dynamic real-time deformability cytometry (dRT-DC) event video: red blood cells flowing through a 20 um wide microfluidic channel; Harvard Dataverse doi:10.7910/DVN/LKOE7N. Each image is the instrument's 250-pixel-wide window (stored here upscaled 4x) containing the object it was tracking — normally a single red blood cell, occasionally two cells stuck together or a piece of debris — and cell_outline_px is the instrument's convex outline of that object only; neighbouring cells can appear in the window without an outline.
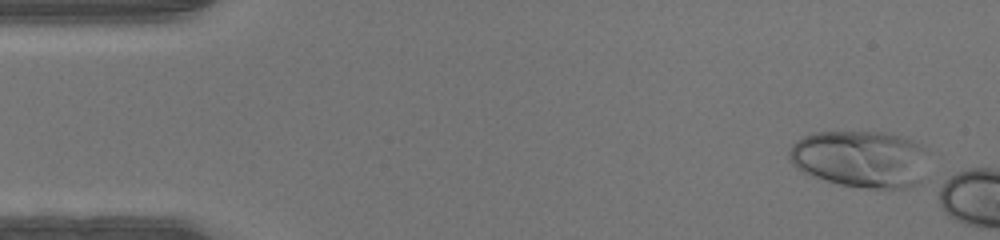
{"species": "human", "species_latin": "Homo sapiens", "temperature_condition": "warm", "stored_images_in_passage": 5, "camera_frame_rate_fps": 3000, "um_per_image_px": 0.085, "donor": {"sex": "male"}, "frame": {"image": 1, "passage_image": 1, "time_ms": 0.0, "image_size_px": [1000, 240], "cell_outline_px": [[928, 152], [920, 184], [908, 188], [868, 188], [840, 184], [824, 180], [804, 172], [796, 168], [788, 156], [788, 152], [792, 144], [796, 140], [812, 132], [884, 132], [900, 136], [912, 140], [924, 148]], "centroid_in_image_um": [73.14, 13.51], "position_along_channel_um": 11.9, "area_um2": 46.41}}